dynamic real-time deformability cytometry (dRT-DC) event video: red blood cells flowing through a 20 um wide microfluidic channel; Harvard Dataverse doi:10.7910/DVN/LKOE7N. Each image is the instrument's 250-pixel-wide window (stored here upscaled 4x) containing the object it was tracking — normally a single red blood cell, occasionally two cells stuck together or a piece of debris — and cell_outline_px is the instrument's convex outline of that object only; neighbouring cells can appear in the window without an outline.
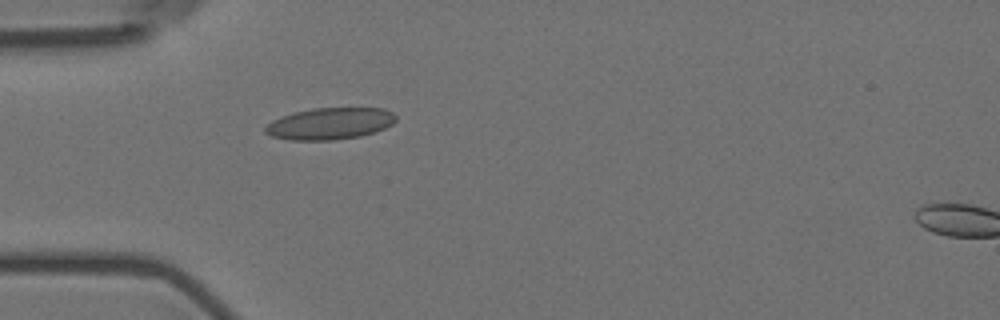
{"species": "Egyptian fruit bat (a non-hibernating species)", "species_latin": "Rousettus aegyptiacus", "temperature_condition": "room temperature", "stored_images_in_passage": 41, "camera_frame_rate_fps": 3000, "um_per_image_px": 0.085, "animal": {"sex": "female"}, "frame": {"image": 1, "passage_image": 1, "time_ms": 0.0, "image_size_px": [1000, 320], "cell_outline_px": [[396, 120], [392, 124], [384, 128], [360, 136], [332, 140], [288, 140], [272, 136], [264, 132], [264, 128], [272, 120], [292, 112], [312, 108], [384, 108], [392, 112], [396, 116]], "centroid_in_image_um": [28.02, 10.5], "position_along_channel_um": 57.0, "area_um2": 24.16}}
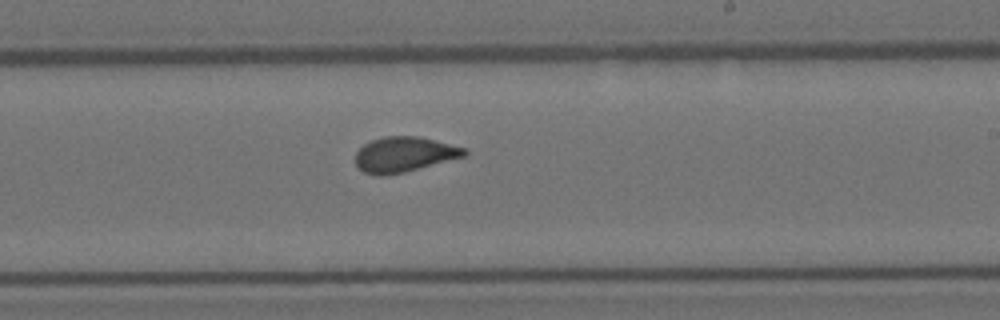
{"frame": {"image": 2, "passage_image": 18, "time_ms": 5.667, "image_size_px": [1000, 320], "cell_outline_px": [[468, 152], [464, 156], [404, 172], [384, 176], [376, 176], [364, 172], [356, 164], [356, 152], [364, 144], [372, 140], [384, 136], [420, 136], [468, 148]], "centroid_in_image_um": [34.36, 13.12], "position_along_channel_um": 254.6, "area_um2": 22.31}}
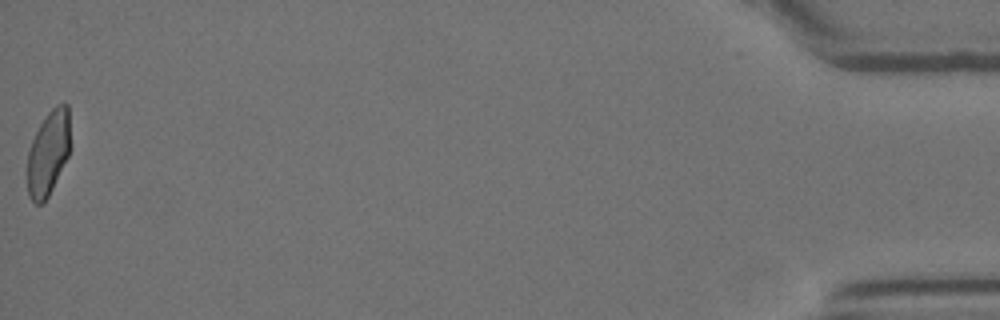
{"frame": {"image": 3, "passage_image": 41, "time_ms": 13.333, "image_size_px": [1000, 320], "cell_outline_px": [[68, 156], [44, 204], [36, 204], [28, 196], [28, 152], [32, 140], [40, 124], [48, 112], [56, 104], [64, 100], [68, 104]], "centroid_in_image_um": [4.09, 12.99], "position_along_channel_um": 431.1, "area_um2": 20.81}, "authors_computed_cell_mechanics": {"area_um2": 22.1374, "velocity_mm_per_s": 3.5736, "shape_relaxation_time_tau1_ms": 8.4737, "shape_relaxation_time_tau2_ms": 0.99, "deformation_change_tau1": 0.1932, "deformation_change_tau2": 0.0767}}